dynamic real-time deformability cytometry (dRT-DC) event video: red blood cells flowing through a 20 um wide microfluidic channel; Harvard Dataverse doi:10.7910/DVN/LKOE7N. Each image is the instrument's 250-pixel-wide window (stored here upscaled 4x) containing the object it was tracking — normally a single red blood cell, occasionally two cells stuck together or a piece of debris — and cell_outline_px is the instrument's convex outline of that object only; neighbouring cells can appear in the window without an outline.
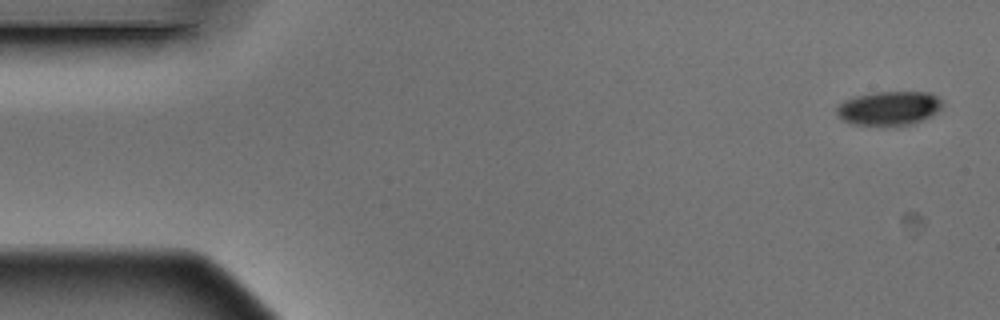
{"species": "Egyptian fruit bat (a non-hibernating species)", "species_latin": "Rousettus aegyptiacus", "temperature_condition": "warm", "stored_images_in_passage": 5, "camera_frame_rate_fps": 3000, "um_per_image_px": 0.085, "animal": {"sex": "male"}, "frame": {"image": 1, "passage_image": 1, "time_ms": 0.0, "image_size_px": [1000, 320], "cell_outline_px": [[944, 104], [936, 112], [912, 124], [852, 124], [836, 116], [836, 104], [844, 100], [856, 96], [872, 92], [928, 92], [936, 96]], "centroid_in_image_um": [75.51, 9.17], "position_along_channel_um": 9.5, "area_um2": 20.63}}
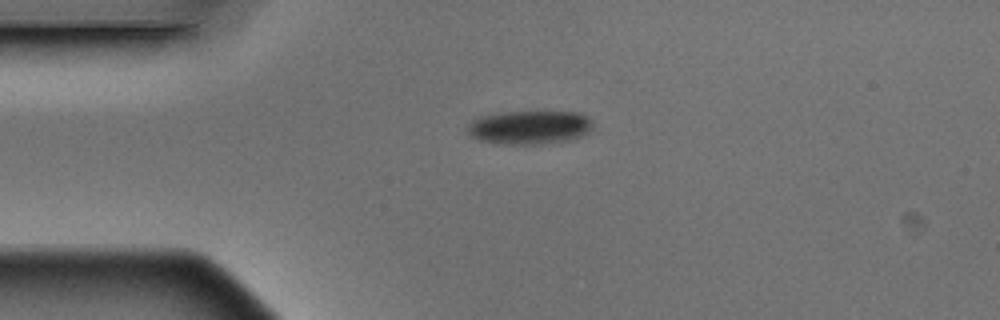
{"frame": {"image": 2, "passage_image": 4, "time_ms": 1.0, "image_size_px": [1000, 320], "cell_outline_px": [[592, 128], [588, 132], [572, 140], [536, 144], [504, 144], [480, 140], [472, 136], [464, 128], [476, 116], [504, 112], [580, 112], [588, 116], [592, 120]], "centroid_in_image_um": [45.0, 10.81], "position_along_channel_um": 40.0, "area_um2": 24.8}}